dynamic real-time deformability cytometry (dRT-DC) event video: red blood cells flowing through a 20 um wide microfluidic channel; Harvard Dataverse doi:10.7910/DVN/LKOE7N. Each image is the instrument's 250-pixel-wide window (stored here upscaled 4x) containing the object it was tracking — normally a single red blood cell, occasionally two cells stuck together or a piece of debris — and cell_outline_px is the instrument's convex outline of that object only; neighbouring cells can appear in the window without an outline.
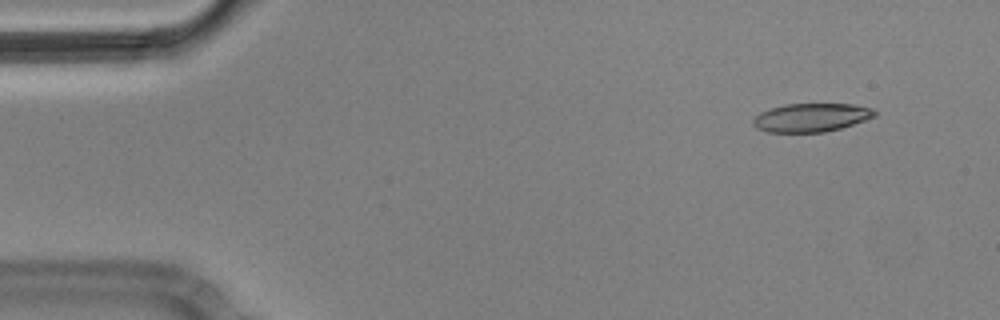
{"species": "Egyptian fruit bat (a non-hibernating species)", "species_latin": "Rousettus aegyptiacus", "temperature_condition": "cold", "stored_images_in_passage": 52, "camera_frame_rate_fps": 3000, "um_per_image_px": 0.085, "animal": {"sex": "male"}, "frame": {"image": 1, "passage_image": 1, "time_ms": 0.0, "image_size_px": [1000, 320], "cell_outline_px": [[876, 116], [840, 128], [824, 132], [768, 132], [756, 128], [752, 124], [752, 120], [760, 112], [784, 104], [852, 104], [872, 108], [876, 112]], "centroid_in_image_um": [68.93, 9.99], "position_along_channel_um": 16.1, "area_um2": 20.06}}
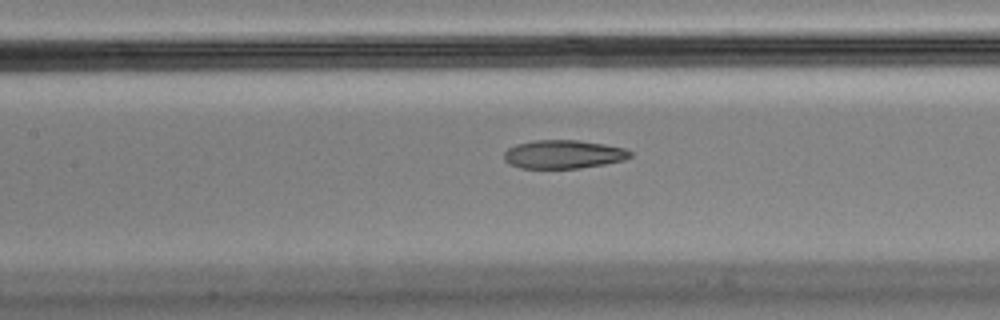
{"frame": {"image": 2, "passage_image": 21, "time_ms": 6.667, "image_size_px": [1000, 320], "cell_outline_px": [[632, 156], [624, 160], [604, 164], [580, 168], [520, 168], [508, 164], [504, 160], [504, 152], [508, 148], [516, 144], [532, 140], [576, 140], [604, 144], [624, 148], [632, 152]], "centroid_in_image_um": [47.86, 13.11], "position_along_channel_um": 159.5, "area_um2": 21.04}}
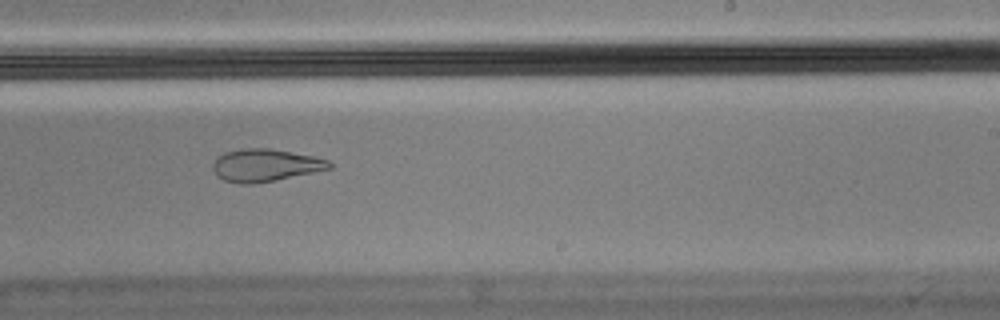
{"frame": {"image": 3, "passage_image": 30, "time_ms": 9.667, "image_size_px": [1000, 320], "cell_outline_px": [[332, 168], [252, 184], [240, 184], [224, 180], [216, 176], [212, 168], [212, 164], [224, 152], [240, 148], [268, 148], [312, 156], [328, 160], [332, 164]], "centroid_in_image_um": [22.49, 14.04], "position_along_channel_um": 266.5, "area_um2": 21.73}, "authors_computed_cell_mechanics": {"area_um2": 22.2241, "velocity_mm_per_s": 3.5764, "shape_relaxation_time_tau1_ms": null, "shape_relaxation_time_tau2_ms": 2.7219, "deformation_change_tau1": null, "deformation_change_tau2": 0.1032}}